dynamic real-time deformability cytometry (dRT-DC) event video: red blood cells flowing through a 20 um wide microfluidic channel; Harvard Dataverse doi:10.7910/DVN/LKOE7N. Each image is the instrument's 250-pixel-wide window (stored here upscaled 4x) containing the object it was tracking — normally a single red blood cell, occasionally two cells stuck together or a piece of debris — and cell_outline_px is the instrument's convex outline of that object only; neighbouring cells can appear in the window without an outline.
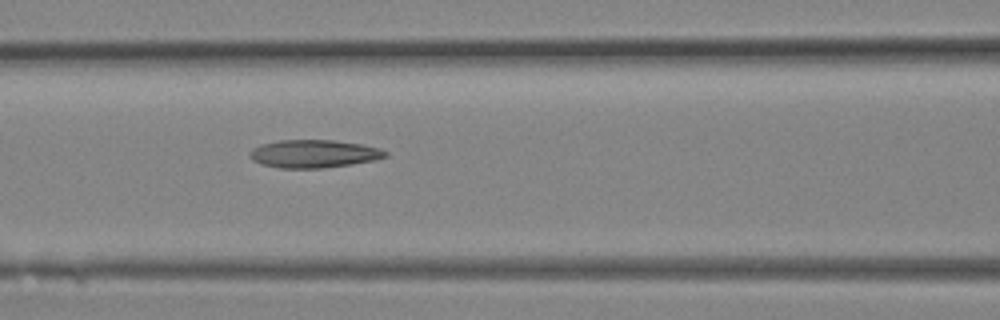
{"species": "Egyptian fruit bat (a non-hibernating species)", "species_latin": "Rousettus aegyptiacus", "temperature_condition": "room temperature", "stored_images_in_passage": 12, "camera_frame_rate_fps": 3000, "um_per_image_px": 0.085, "animal": {"sex": "female"}, "frame": {"image": 1, "passage_image": 12, "time_ms": 3.667, "image_size_px": [1000, 320], "cell_outline_px": [[388, 156], [376, 160], [352, 164], [324, 168], [280, 168], [260, 164], [252, 160], [248, 152], [252, 148], [260, 144], [280, 140], [332, 140], [360, 144], [380, 148], [388, 152]], "centroid_in_image_um": [26.66, 13.07], "position_along_channel_um": 139.9, "area_um2": 22.25}}